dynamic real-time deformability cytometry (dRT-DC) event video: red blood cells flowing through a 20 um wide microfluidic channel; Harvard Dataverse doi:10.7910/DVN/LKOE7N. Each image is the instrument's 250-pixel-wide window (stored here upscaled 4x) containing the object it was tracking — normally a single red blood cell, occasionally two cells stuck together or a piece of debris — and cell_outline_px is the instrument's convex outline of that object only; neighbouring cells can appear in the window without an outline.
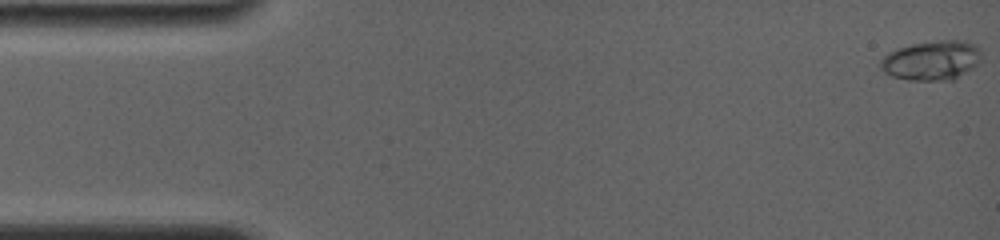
{"species": "common noctule bat (a hibernating species)", "species_latin": "Nyctalus noctula", "temperature_condition": "room temperature", "stored_images_in_passage": 36, "camera_frame_rate_fps": 4000, "um_per_image_px": 0.085, "animal": {"sex": "female", "body_mass_g": 19.0, "forearm_length_mm": 56.7}, "frame": {"image": 1, "passage_image": 1, "time_ms": 0.0, "image_size_px": [1000, 240], "cell_outline_px": [[980, 60], [972, 68], [952, 80], [908, 80], [892, 76], [884, 72], [880, 68], [880, 60], [888, 52], [896, 48], [912, 44], [936, 40], [960, 40], [976, 44], [980, 48]], "centroid_in_image_um": [79.17, 5.12], "position_along_channel_um": 5.8, "area_um2": 23.29}}
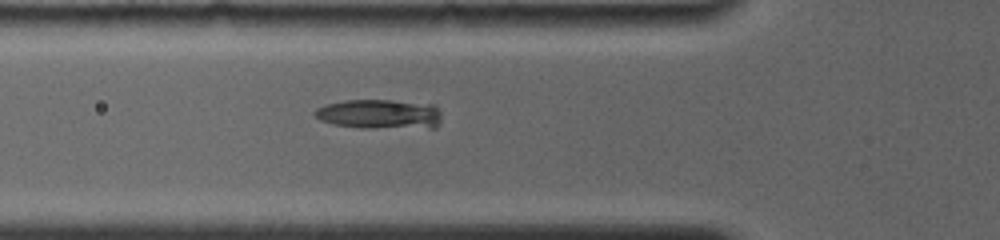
{"frame": {"image": 2, "passage_image": 26, "time_ms": 5.75, "image_size_px": [1000, 240], "cell_outline_px": [[440, 124], [436, 128], [360, 128], [332, 124], [320, 120], [312, 112], [316, 108], [328, 104], [344, 100], [392, 100], [436, 104], [440, 112]], "centroid_in_image_um": [32.31, 9.71], "position_along_channel_um": 93.5, "area_um2": 22.31}}
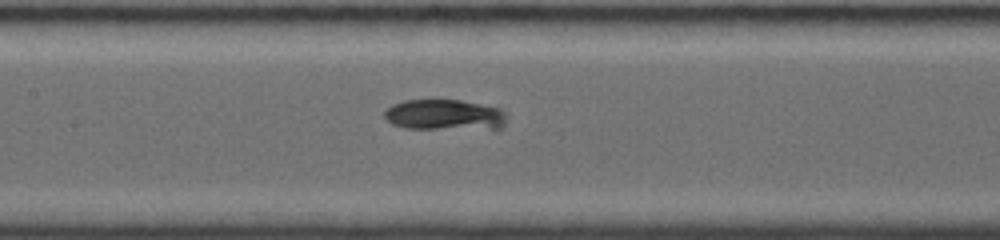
{"frame": {"image": 3, "passage_image": 36, "time_ms": 7.75, "image_size_px": [1000, 240], "cell_outline_px": [[508, 116], [504, 124], [500, 128], [404, 128], [392, 124], [384, 116], [384, 112], [392, 104], [404, 100], [460, 100], [500, 108]], "centroid_in_image_um": [37.78, 9.75], "position_along_channel_um": 169.6, "area_um2": 21.68}}